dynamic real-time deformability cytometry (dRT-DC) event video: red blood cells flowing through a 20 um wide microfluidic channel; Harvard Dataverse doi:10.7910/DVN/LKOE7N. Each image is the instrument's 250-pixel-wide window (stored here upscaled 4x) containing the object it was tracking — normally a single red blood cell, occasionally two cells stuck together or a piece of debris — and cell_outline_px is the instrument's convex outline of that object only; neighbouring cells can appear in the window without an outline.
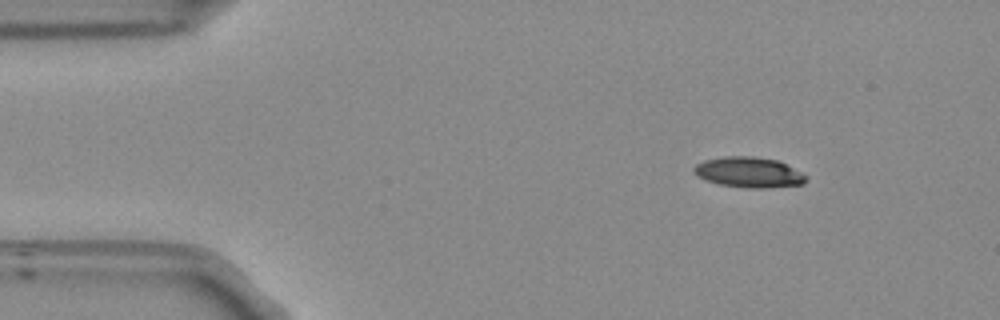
{"species": "Egyptian fruit bat (a non-hibernating species)", "species_latin": "Rousettus aegyptiacus", "temperature_condition": "room temperature", "stored_images_in_passage": 47, "camera_frame_rate_fps": 3000, "um_per_image_px": 0.085, "frame": {"image": 1, "passage_image": 1, "time_ms": 0.0, "image_size_px": [1000, 320], "cell_outline_px": [[808, 176], [804, 184], [768, 188], [748, 188], [720, 184], [696, 176], [692, 172], [692, 168], [696, 164], [704, 160], [724, 156], [752, 156], [776, 160]], "centroid_in_image_um": [63.62, 14.65], "position_along_channel_um": 21.4, "area_um2": 19.83}}
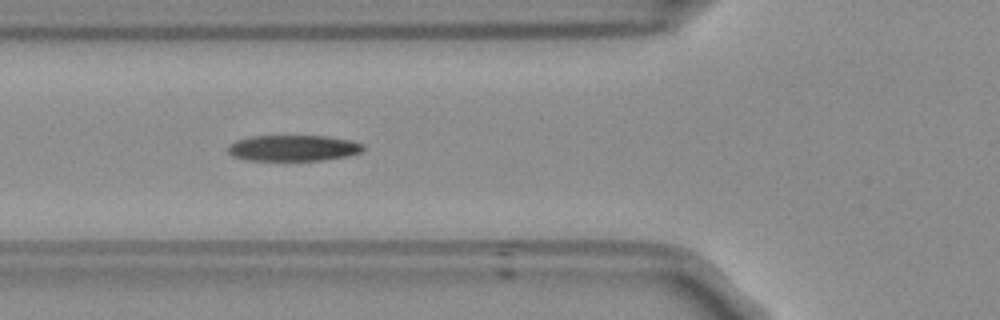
{"frame": {"image": 2, "passage_image": 13, "time_ms": 4.0, "image_size_px": [1000, 320], "cell_outline_px": [[364, 148], [360, 152], [348, 156], [324, 160], [248, 160], [232, 156], [228, 152], [228, 144], [236, 140], [252, 136], [328, 136], [352, 140], [364, 144]], "centroid_in_image_um": [24.94, 12.58], "position_along_channel_um": 100.9, "area_um2": 20.58}}
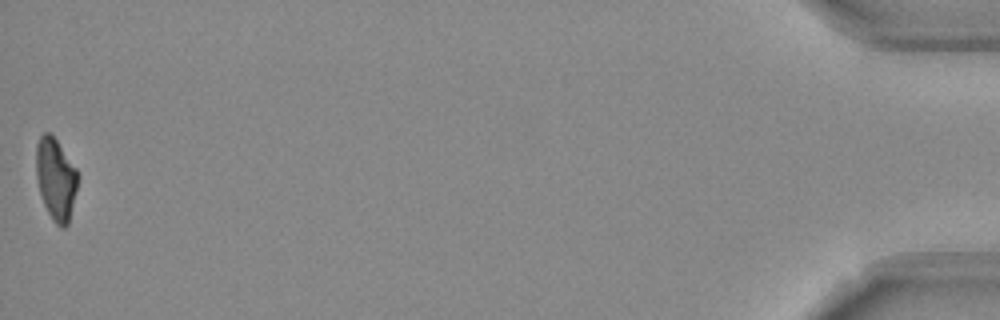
{"frame": {"image": 3, "passage_image": 47, "time_ms": 15.333, "image_size_px": [1000, 320], "cell_outline_px": [[76, 188], [68, 224], [64, 228], [60, 228], [52, 220], [44, 204], [40, 192], [36, 176], [36, 144], [40, 136], [44, 132], [48, 132], [56, 140], [76, 168]], "centroid_in_image_um": [4.71, 15.22], "position_along_channel_um": 430.5, "area_um2": 19.42}, "authors_computed_cell_mechanics": {"area_um2": 20.9236, "velocity_mm_per_s": 3.8152, "shape_relaxation_time_tau1_ms": 6.6084, "shape_relaxation_time_tau2_ms": 5.291, "deformation_change_tau1": 0.2185, "deformation_change_tau2": 0.1486}}